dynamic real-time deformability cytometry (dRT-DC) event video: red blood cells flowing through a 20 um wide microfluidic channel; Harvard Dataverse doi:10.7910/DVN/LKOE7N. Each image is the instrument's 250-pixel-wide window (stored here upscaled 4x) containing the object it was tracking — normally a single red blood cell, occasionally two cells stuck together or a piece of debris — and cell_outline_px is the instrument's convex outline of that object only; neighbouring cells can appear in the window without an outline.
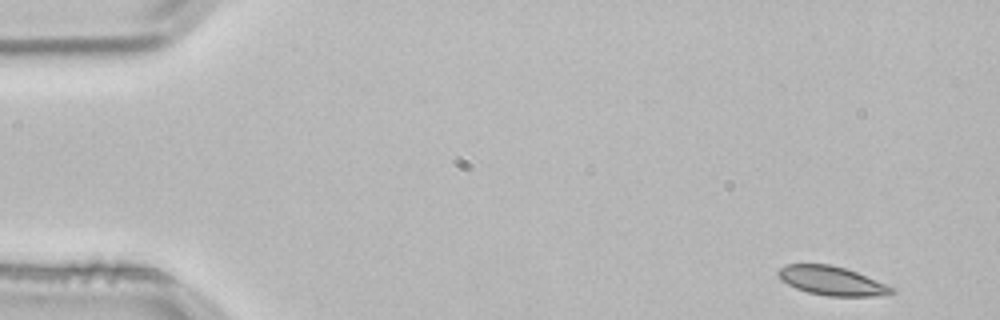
{"species": "common noctule bat (a hibernating species)", "species_latin": "Nyctalus noctula", "temperature_condition": "room temperature", "stored_images_in_passage": 4, "camera_frame_rate_fps": 3000, "um_per_image_px": 0.085, "animal": {"sex": "male", "body_mass_g": 21.5, "forearm_length_mm": 52.0}, "frame": {"image": 1, "passage_image": 1, "time_ms": 0.0, "image_size_px": [1000, 320], "cell_outline_px": [[896, 292], [872, 296], [828, 296], [808, 292], [796, 288], [780, 280], [776, 272], [780, 268], [788, 264], [832, 264], [856, 272], [896, 288]], "centroid_in_image_um": [70.68, 23.86], "position_along_channel_um": 14.3, "area_um2": 19.02}}
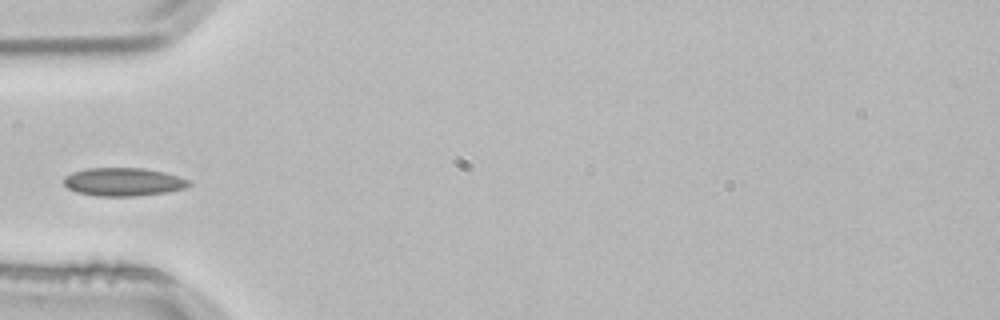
{"frame": {"image": 2, "passage_image": 4, "time_ms": 1.0, "image_size_px": [1000, 320], "cell_outline_px": [[192, 184], [184, 188], [168, 192], [136, 196], [96, 196], [76, 192], [68, 188], [64, 184], [64, 176], [72, 172], [88, 168], [144, 168], [164, 172], [188, 180]], "centroid_in_image_um": [10.46, 15.46], "position_along_channel_um": 74.5, "area_um2": 20.58}}